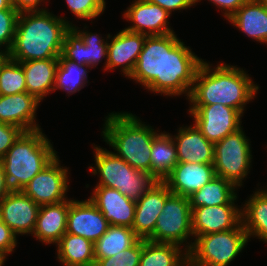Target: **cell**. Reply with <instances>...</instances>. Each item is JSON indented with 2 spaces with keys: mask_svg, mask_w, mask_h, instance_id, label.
<instances>
[{
  "mask_svg": "<svg viewBox=\"0 0 267 266\" xmlns=\"http://www.w3.org/2000/svg\"><path fill=\"white\" fill-rule=\"evenodd\" d=\"M202 62L174 33L146 36L142 51L128 79L148 92L189 98Z\"/></svg>",
  "mask_w": 267,
  "mask_h": 266,
  "instance_id": "6da1fadb",
  "label": "cell"
},
{
  "mask_svg": "<svg viewBox=\"0 0 267 266\" xmlns=\"http://www.w3.org/2000/svg\"><path fill=\"white\" fill-rule=\"evenodd\" d=\"M212 66L202 60L188 98L189 105L220 103L244 114L246 105L255 99L259 85L237 65L219 62Z\"/></svg>",
  "mask_w": 267,
  "mask_h": 266,
  "instance_id": "7a4b0ae2",
  "label": "cell"
},
{
  "mask_svg": "<svg viewBox=\"0 0 267 266\" xmlns=\"http://www.w3.org/2000/svg\"><path fill=\"white\" fill-rule=\"evenodd\" d=\"M65 18L49 9L20 12L8 57L17 62L59 58L65 33L73 25Z\"/></svg>",
  "mask_w": 267,
  "mask_h": 266,
  "instance_id": "3957f363",
  "label": "cell"
},
{
  "mask_svg": "<svg viewBox=\"0 0 267 266\" xmlns=\"http://www.w3.org/2000/svg\"><path fill=\"white\" fill-rule=\"evenodd\" d=\"M105 119L101 132L103 141L132 168L151 175L152 141L160 133L159 128L156 131L130 112L114 111Z\"/></svg>",
  "mask_w": 267,
  "mask_h": 266,
  "instance_id": "277c9868",
  "label": "cell"
},
{
  "mask_svg": "<svg viewBox=\"0 0 267 266\" xmlns=\"http://www.w3.org/2000/svg\"><path fill=\"white\" fill-rule=\"evenodd\" d=\"M42 129L23 132L0 159L9 193L23 192L25 186L58 154Z\"/></svg>",
  "mask_w": 267,
  "mask_h": 266,
  "instance_id": "5b68a950",
  "label": "cell"
},
{
  "mask_svg": "<svg viewBox=\"0 0 267 266\" xmlns=\"http://www.w3.org/2000/svg\"><path fill=\"white\" fill-rule=\"evenodd\" d=\"M93 149L95 165L88 168L92 175L99 178L96 186L116 189L122 195L137 201L156 182L149 173L132 168L112 151L95 144Z\"/></svg>",
  "mask_w": 267,
  "mask_h": 266,
  "instance_id": "8992f818",
  "label": "cell"
},
{
  "mask_svg": "<svg viewBox=\"0 0 267 266\" xmlns=\"http://www.w3.org/2000/svg\"><path fill=\"white\" fill-rule=\"evenodd\" d=\"M248 242L242 222L232 230L197 236L188 251V266H228Z\"/></svg>",
  "mask_w": 267,
  "mask_h": 266,
  "instance_id": "52a82bcc",
  "label": "cell"
},
{
  "mask_svg": "<svg viewBox=\"0 0 267 266\" xmlns=\"http://www.w3.org/2000/svg\"><path fill=\"white\" fill-rule=\"evenodd\" d=\"M251 141L243 127L214 143V169L216 176L223 177L240 189L252 165Z\"/></svg>",
  "mask_w": 267,
  "mask_h": 266,
  "instance_id": "ba28073f",
  "label": "cell"
},
{
  "mask_svg": "<svg viewBox=\"0 0 267 266\" xmlns=\"http://www.w3.org/2000/svg\"><path fill=\"white\" fill-rule=\"evenodd\" d=\"M191 214L189 199L172 193L166 199L154 232L147 240L182 245L189 251L194 242ZM190 238L191 241H188Z\"/></svg>",
  "mask_w": 267,
  "mask_h": 266,
  "instance_id": "9c48e42d",
  "label": "cell"
},
{
  "mask_svg": "<svg viewBox=\"0 0 267 266\" xmlns=\"http://www.w3.org/2000/svg\"><path fill=\"white\" fill-rule=\"evenodd\" d=\"M108 35L104 39L102 34L89 32L86 24L82 30L73 24L65 33L61 56L79 65H89L91 68H96L104 59V71H107Z\"/></svg>",
  "mask_w": 267,
  "mask_h": 266,
  "instance_id": "30bf717a",
  "label": "cell"
},
{
  "mask_svg": "<svg viewBox=\"0 0 267 266\" xmlns=\"http://www.w3.org/2000/svg\"><path fill=\"white\" fill-rule=\"evenodd\" d=\"M188 113L201 133L212 143L242 128L243 114L223 104L190 105Z\"/></svg>",
  "mask_w": 267,
  "mask_h": 266,
  "instance_id": "8fae6325",
  "label": "cell"
},
{
  "mask_svg": "<svg viewBox=\"0 0 267 266\" xmlns=\"http://www.w3.org/2000/svg\"><path fill=\"white\" fill-rule=\"evenodd\" d=\"M57 155L41 172H39L23 189L39 206L57 204L68 200L69 169L61 166Z\"/></svg>",
  "mask_w": 267,
  "mask_h": 266,
  "instance_id": "7c38bea8",
  "label": "cell"
},
{
  "mask_svg": "<svg viewBox=\"0 0 267 266\" xmlns=\"http://www.w3.org/2000/svg\"><path fill=\"white\" fill-rule=\"evenodd\" d=\"M133 1L122 14L123 19L131 24L125 29L147 36L174 33L172 27L169 26V18L172 15L165 9L148 0Z\"/></svg>",
  "mask_w": 267,
  "mask_h": 266,
  "instance_id": "4fadbf2b",
  "label": "cell"
},
{
  "mask_svg": "<svg viewBox=\"0 0 267 266\" xmlns=\"http://www.w3.org/2000/svg\"><path fill=\"white\" fill-rule=\"evenodd\" d=\"M109 226V222L89 198L81 201L69 198L66 233L82 236L95 243Z\"/></svg>",
  "mask_w": 267,
  "mask_h": 266,
  "instance_id": "5bb4252c",
  "label": "cell"
},
{
  "mask_svg": "<svg viewBox=\"0 0 267 266\" xmlns=\"http://www.w3.org/2000/svg\"><path fill=\"white\" fill-rule=\"evenodd\" d=\"M241 206L214 205L194 208L191 214L194 239L197 236L236 228L242 222Z\"/></svg>",
  "mask_w": 267,
  "mask_h": 266,
  "instance_id": "9a60e30c",
  "label": "cell"
},
{
  "mask_svg": "<svg viewBox=\"0 0 267 266\" xmlns=\"http://www.w3.org/2000/svg\"><path fill=\"white\" fill-rule=\"evenodd\" d=\"M146 36L145 34L128 31L125 28L113 37L109 34L107 71L110 72L112 69L121 67L119 68L120 72L128 78L134 70Z\"/></svg>",
  "mask_w": 267,
  "mask_h": 266,
  "instance_id": "2e32d148",
  "label": "cell"
},
{
  "mask_svg": "<svg viewBox=\"0 0 267 266\" xmlns=\"http://www.w3.org/2000/svg\"><path fill=\"white\" fill-rule=\"evenodd\" d=\"M40 206L23 192L9 193L0 203V219L18 236L32 235Z\"/></svg>",
  "mask_w": 267,
  "mask_h": 266,
  "instance_id": "e0dca14e",
  "label": "cell"
},
{
  "mask_svg": "<svg viewBox=\"0 0 267 266\" xmlns=\"http://www.w3.org/2000/svg\"><path fill=\"white\" fill-rule=\"evenodd\" d=\"M172 193L164 181H157L136 201L132 229L141 239H147L155 229L166 199Z\"/></svg>",
  "mask_w": 267,
  "mask_h": 266,
  "instance_id": "ac0fdd59",
  "label": "cell"
},
{
  "mask_svg": "<svg viewBox=\"0 0 267 266\" xmlns=\"http://www.w3.org/2000/svg\"><path fill=\"white\" fill-rule=\"evenodd\" d=\"M40 103L28 92L0 95V122L17 126L23 132L40 130L36 122Z\"/></svg>",
  "mask_w": 267,
  "mask_h": 266,
  "instance_id": "d6986e66",
  "label": "cell"
},
{
  "mask_svg": "<svg viewBox=\"0 0 267 266\" xmlns=\"http://www.w3.org/2000/svg\"><path fill=\"white\" fill-rule=\"evenodd\" d=\"M89 199L96 205L110 225L131 227L134 223L136 201L118 190L95 186Z\"/></svg>",
  "mask_w": 267,
  "mask_h": 266,
  "instance_id": "ffe728a7",
  "label": "cell"
},
{
  "mask_svg": "<svg viewBox=\"0 0 267 266\" xmlns=\"http://www.w3.org/2000/svg\"><path fill=\"white\" fill-rule=\"evenodd\" d=\"M177 150L178 163L213 164L214 143L210 142L195 124L181 126L172 135Z\"/></svg>",
  "mask_w": 267,
  "mask_h": 266,
  "instance_id": "44dd1931",
  "label": "cell"
},
{
  "mask_svg": "<svg viewBox=\"0 0 267 266\" xmlns=\"http://www.w3.org/2000/svg\"><path fill=\"white\" fill-rule=\"evenodd\" d=\"M214 177L213 164L177 163L163 181L171 193L188 198Z\"/></svg>",
  "mask_w": 267,
  "mask_h": 266,
  "instance_id": "7402d4cb",
  "label": "cell"
},
{
  "mask_svg": "<svg viewBox=\"0 0 267 266\" xmlns=\"http://www.w3.org/2000/svg\"><path fill=\"white\" fill-rule=\"evenodd\" d=\"M69 199L39 208L32 236L43 244H57L67 230Z\"/></svg>",
  "mask_w": 267,
  "mask_h": 266,
  "instance_id": "603a6c76",
  "label": "cell"
},
{
  "mask_svg": "<svg viewBox=\"0 0 267 266\" xmlns=\"http://www.w3.org/2000/svg\"><path fill=\"white\" fill-rule=\"evenodd\" d=\"M22 65L27 92L42 102L53 93L58 58L19 62ZM45 97V98H44Z\"/></svg>",
  "mask_w": 267,
  "mask_h": 266,
  "instance_id": "cb8c5ba5",
  "label": "cell"
},
{
  "mask_svg": "<svg viewBox=\"0 0 267 266\" xmlns=\"http://www.w3.org/2000/svg\"><path fill=\"white\" fill-rule=\"evenodd\" d=\"M228 22L252 40L267 45V6L247 0Z\"/></svg>",
  "mask_w": 267,
  "mask_h": 266,
  "instance_id": "d4e9b609",
  "label": "cell"
},
{
  "mask_svg": "<svg viewBox=\"0 0 267 266\" xmlns=\"http://www.w3.org/2000/svg\"><path fill=\"white\" fill-rule=\"evenodd\" d=\"M260 188L242 203V225L250 241L253 237L267 244V188Z\"/></svg>",
  "mask_w": 267,
  "mask_h": 266,
  "instance_id": "484cf974",
  "label": "cell"
},
{
  "mask_svg": "<svg viewBox=\"0 0 267 266\" xmlns=\"http://www.w3.org/2000/svg\"><path fill=\"white\" fill-rule=\"evenodd\" d=\"M139 266H188V251L178 244L142 239Z\"/></svg>",
  "mask_w": 267,
  "mask_h": 266,
  "instance_id": "4316f807",
  "label": "cell"
},
{
  "mask_svg": "<svg viewBox=\"0 0 267 266\" xmlns=\"http://www.w3.org/2000/svg\"><path fill=\"white\" fill-rule=\"evenodd\" d=\"M57 259L63 266H94V243L82 236L65 233L56 244Z\"/></svg>",
  "mask_w": 267,
  "mask_h": 266,
  "instance_id": "83f0119b",
  "label": "cell"
},
{
  "mask_svg": "<svg viewBox=\"0 0 267 266\" xmlns=\"http://www.w3.org/2000/svg\"><path fill=\"white\" fill-rule=\"evenodd\" d=\"M237 190L234 184L216 176L188 197L191 211L200 206L238 205Z\"/></svg>",
  "mask_w": 267,
  "mask_h": 266,
  "instance_id": "f1b7e54d",
  "label": "cell"
},
{
  "mask_svg": "<svg viewBox=\"0 0 267 266\" xmlns=\"http://www.w3.org/2000/svg\"><path fill=\"white\" fill-rule=\"evenodd\" d=\"M151 176L163 181L178 163L177 150L169 132L161 131L152 141Z\"/></svg>",
  "mask_w": 267,
  "mask_h": 266,
  "instance_id": "f546056e",
  "label": "cell"
},
{
  "mask_svg": "<svg viewBox=\"0 0 267 266\" xmlns=\"http://www.w3.org/2000/svg\"><path fill=\"white\" fill-rule=\"evenodd\" d=\"M139 237L131 227L110 225L107 231L94 243L95 258H108L131 247Z\"/></svg>",
  "mask_w": 267,
  "mask_h": 266,
  "instance_id": "4dcf8cb0",
  "label": "cell"
},
{
  "mask_svg": "<svg viewBox=\"0 0 267 266\" xmlns=\"http://www.w3.org/2000/svg\"><path fill=\"white\" fill-rule=\"evenodd\" d=\"M89 70H92L89 65H79L60 55L53 92L59 89L67 92L68 97L79 92L89 83L87 74Z\"/></svg>",
  "mask_w": 267,
  "mask_h": 266,
  "instance_id": "1f68e13d",
  "label": "cell"
},
{
  "mask_svg": "<svg viewBox=\"0 0 267 266\" xmlns=\"http://www.w3.org/2000/svg\"><path fill=\"white\" fill-rule=\"evenodd\" d=\"M27 92L22 65L8 56L0 58V95Z\"/></svg>",
  "mask_w": 267,
  "mask_h": 266,
  "instance_id": "d6a6232c",
  "label": "cell"
},
{
  "mask_svg": "<svg viewBox=\"0 0 267 266\" xmlns=\"http://www.w3.org/2000/svg\"><path fill=\"white\" fill-rule=\"evenodd\" d=\"M19 12L16 9L0 10V55L8 56L14 42ZM4 47V48H3Z\"/></svg>",
  "mask_w": 267,
  "mask_h": 266,
  "instance_id": "836d02e7",
  "label": "cell"
},
{
  "mask_svg": "<svg viewBox=\"0 0 267 266\" xmlns=\"http://www.w3.org/2000/svg\"><path fill=\"white\" fill-rule=\"evenodd\" d=\"M142 254V239L139 238L131 247L108 258H95L94 266H139Z\"/></svg>",
  "mask_w": 267,
  "mask_h": 266,
  "instance_id": "e575fe53",
  "label": "cell"
},
{
  "mask_svg": "<svg viewBox=\"0 0 267 266\" xmlns=\"http://www.w3.org/2000/svg\"><path fill=\"white\" fill-rule=\"evenodd\" d=\"M67 8L78 19L92 20L96 19L106 9L105 0H65Z\"/></svg>",
  "mask_w": 267,
  "mask_h": 266,
  "instance_id": "d590c367",
  "label": "cell"
},
{
  "mask_svg": "<svg viewBox=\"0 0 267 266\" xmlns=\"http://www.w3.org/2000/svg\"><path fill=\"white\" fill-rule=\"evenodd\" d=\"M18 236L0 219V257L6 262L7 256L15 252Z\"/></svg>",
  "mask_w": 267,
  "mask_h": 266,
  "instance_id": "8d00e7d4",
  "label": "cell"
},
{
  "mask_svg": "<svg viewBox=\"0 0 267 266\" xmlns=\"http://www.w3.org/2000/svg\"><path fill=\"white\" fill-rule=\"evenodd\" d=\"M22 133L23 131L19 127L0 122V159Z\"/></svg>",
  "mask_w": 267,
  "mask_h": 266,
  "instance_id": "74e56055",
  "label": "cell"
},
{
  "mask_svg": "<svg viewBox=\"0 0 267 266\" xmlns=\"http://www.w3.org/2000/svg\"><path fill=\"white\" fill-rule=\"evenodd\" d=\"M201 0H196V5ZM215 7L219 8L222 16L228 20L247 0H208Z\"/></svg>",
  "mask_w": 267,
  "mask_h": 266,
  "instance_id": "f35d334b",
  "label": "cell"
},
{
  "mask_svg": "<svg viewBox=\"0 0 267 266\" xmlns=\"http://www.w3.org/2000/svg\"><path fill=\"white\" fill-rule=\"evenodd\" d=\"M154 4L159 5L161 8L165 9L169 14L179 10H187L190 7L196 5V0H148Z\"/></svg>",
  "mask_w": 267,
  "mask_h": 266,
  "instance_id": "ab89813d",
  "label": "cell"
},
{
  "mask_svg": "<svg viewBox=\"0 0 267 266\" xmlns=\"http://www.w3.org/2000/svg\"><path fill=\"white\" fill-rule=\"evenodd\" d=\"M46 0H11L12 6L20 13L26 11H43L47 8H43ZM41 5L43 7H41ZM41 7V8H40Z\"/></svg>",
  "mask_w": 267,
  "mask_h": 266,
  "instance_id": "60d3db41",
  "label": "cell"
},
{
  "mask_svg": "<svg viewBox=\"0 0 267 266\" xmlns=\"http://www.w3.org/2000/svg\"><path fill=\"white\" fill-rule=\"evenodd\" d=\"M9 194L5 187V171L2 163L0 162V203Z\"/></svg>",
  "mask_w": 267,
  "mask_h": 266,
  "instance_id": "b9f144b4",
  "label": "cell"
},
{
  "mask_svg": "<svg viewBox=\"0 0 267 266\" xmlns=\"http://www.w3.org/2000/svg\"><path fill=\"white\" fill-rule=\"evenodd\" d=\"M4 9H15L12 6L11 0H0V10Z\"/></svg>",
  "mask_w": 267,
  "mask_h": 266,
  "instance_id": "7bdbcfd3",
  "label": "cell"
},
{
  "mask_svg": "<svg viewBox=\"0 0 267 266\" xmlns=\"http://www.w3.org/2000/svg\"><path fill=\"white\" fill-rule=\"evenodd\" d=\"M257 2H260V3H262V4H264V5H266L267 6V0H256Z\"/></svg>",
  "mask_w": 267,
  "mask_h": 266,
  "instance_id": "ee69618b",
  "label": "cell"
},
{
  "mask_svg": "<svg viewBox=\"0 0 267 266\" xmlns=\"http://www.w3.org/2000/svg\"><path fill=\"white\" fill-rule=\"evenodd\" d=\"M4 260L0 257V266H3L4 265Z\"/></svg>",
  "mask_w": 267,
  "mask_h": 266,
  "instance_id": "f6af8a7d",
  "label": "cell"
}]
</instances>
